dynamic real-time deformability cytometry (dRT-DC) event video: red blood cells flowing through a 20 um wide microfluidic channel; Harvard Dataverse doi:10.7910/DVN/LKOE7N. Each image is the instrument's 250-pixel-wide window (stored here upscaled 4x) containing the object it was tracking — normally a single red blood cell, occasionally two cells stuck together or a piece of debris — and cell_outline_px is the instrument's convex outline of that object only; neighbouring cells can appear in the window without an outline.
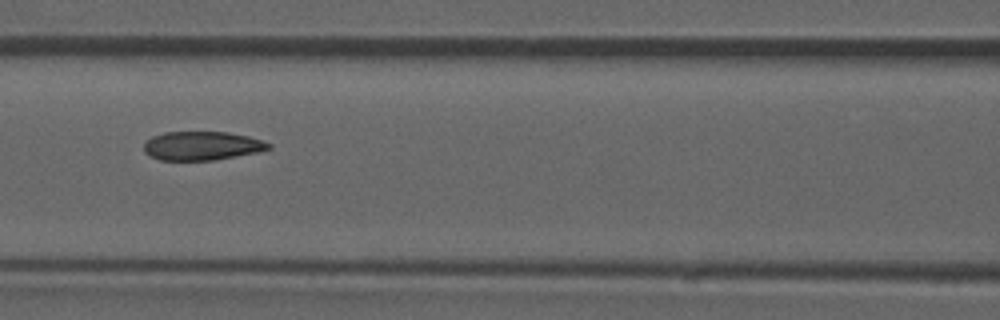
{"species": "common noctule bat (a hibernating species)", "species_latin": "Nyctalus noctula", "temperature_condition": "room temperature", "stored_images_in_passage": 51, "camera_frame_rate_fps": 3000, "um_per_image_px": 0.085, "animal": {"sex": "male", "forearm_length_mm": 52.5}, "frame": {"image": 1, "passage_image": 22, "time_ms": 7.0, "image_size_px": [1000, 320], "cell_outline_px": [[272, 148], [256, 152], [216, 160], [160, 160], [144, 152], [144, 144], [152, 136], [164, 132], [228, 132], [248, 136], [272, 144]], "centroid_in_image_um": [17.17, 12.39], "position_along_channel_um": 149.4, "area_um2": 20.81}, "authors_computed_cell_mechanics": {"area_um2": 22.0218, "velocity_mm_per_s": 3.9065, "shape_relaxation_time_tau1_ms": 8.554, "shape_relaxation_time_tau2_ms": 2.0944, "deformation_change_tau1": 0.2031, "deformation_change_tau2": 0.0747}}